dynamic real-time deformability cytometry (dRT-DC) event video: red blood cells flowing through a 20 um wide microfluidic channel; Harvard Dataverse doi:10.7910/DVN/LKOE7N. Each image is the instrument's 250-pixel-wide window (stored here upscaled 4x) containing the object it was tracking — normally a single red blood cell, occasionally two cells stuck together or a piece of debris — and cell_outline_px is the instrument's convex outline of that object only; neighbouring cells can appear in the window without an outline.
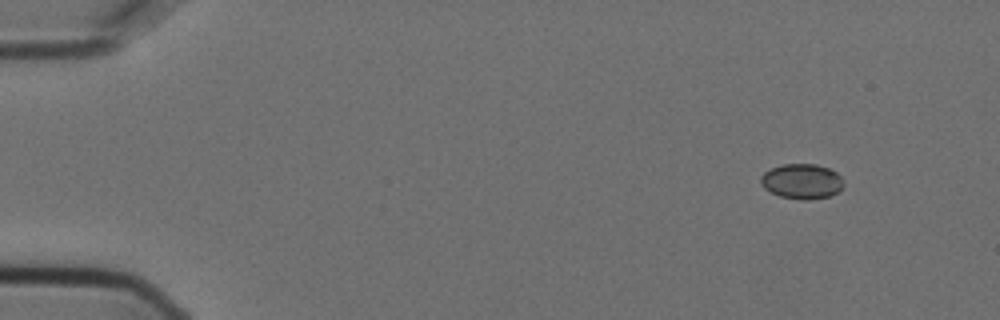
{"species": "Egyptian fruit bat (a non-hibernating species)", "species_latin": "Rousettus aegyptiacus", "temperature_condition": "cold", "stored_images_in_passage": 5, "segment_of_instrument_passage": [2, 2], "camera_frame_rate_fps": 3000, "um_per_image_px": 0.085, "animal": {"sex": "female"}, "frame": {"image": 1, "passage_image": 5, "time_ms": 1.333, "image_size_px": [1000, 320], "cell_outline_px": [[844, 184], [836, 192], [828, 196], [808, 200], [804, 200], [780, 196], [764, 188], [760, 184], [760, 176], [764, 172], [772, 168], [784, 164], [816, 164], [828, 168], [836, 172], [844, 180]], "centroid_in_image_um": [68.14, 15.4], "position_along_channel_um": 16.9, "area_um2": 16.82}}